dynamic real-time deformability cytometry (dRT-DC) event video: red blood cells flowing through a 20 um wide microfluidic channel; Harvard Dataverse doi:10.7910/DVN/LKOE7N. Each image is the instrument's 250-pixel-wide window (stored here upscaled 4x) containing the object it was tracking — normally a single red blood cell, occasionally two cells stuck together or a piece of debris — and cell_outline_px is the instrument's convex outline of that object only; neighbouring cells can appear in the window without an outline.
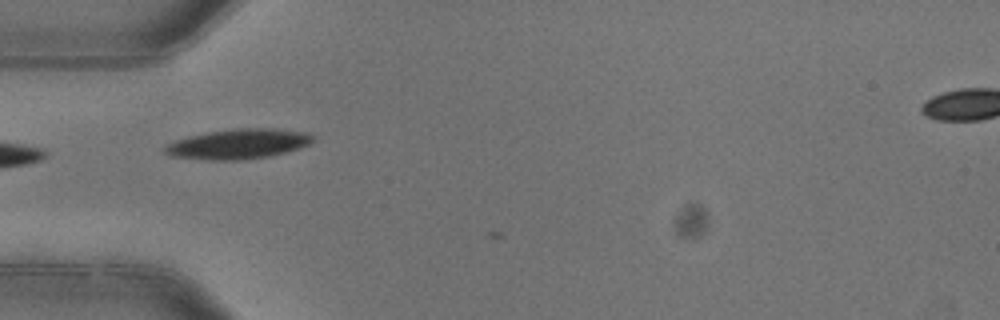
{"species": "common noctule bat (a hibernating species)", "species_latin": "Nyctalus noctula", "temperature_condition": "warm", "stored_images_in_passage": 3, "camera_frame_rate_fps": 3000, "um_per_image_px": 0.085, "animal": {"sex": "female"}, "frame": {"image": 1, "passage_image": 1, "time_ms": 0.0, "image_size_px": [1000, 320], "cell_outline_px": [[316, 140], [308, 144], [284, 152], [268, 156], [240, 160], [212, 160], [172, 156], [164, 152], [164, 148], [168, 144], [176, 140], [188, 136], [208, 132], [232, 128], [276, 128], [312, 132]], "centroid_in_image_um": [20.3, 12.21], "position_along_channel_um": 64.7, "area_um2": 25.84}}